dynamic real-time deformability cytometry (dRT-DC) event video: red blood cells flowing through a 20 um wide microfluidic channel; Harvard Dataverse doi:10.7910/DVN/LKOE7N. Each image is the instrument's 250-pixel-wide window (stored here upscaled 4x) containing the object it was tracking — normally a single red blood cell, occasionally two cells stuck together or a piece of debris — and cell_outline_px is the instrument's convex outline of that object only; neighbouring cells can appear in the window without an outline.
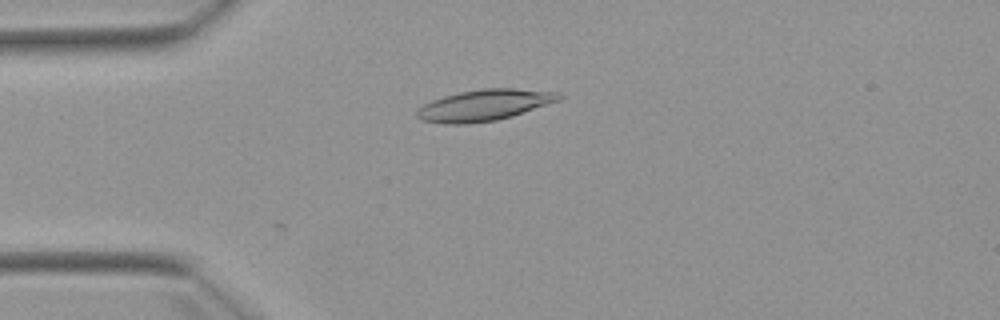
{"species": "Egyptian fruit bat (a non-hibernating species)", "species_latin": "Rousettus aegyptiacus", "temperature_condition": "warm", "stored_images_in_passage": 4, "camera_frame_rate_fps": 3000, "um_per_image_px": 0.085, "animal": {"sex": "female"}, "frame": {"image": 1, "passage_image": 2, "time_ms": 1.333, "image_size_px": [1000, 320], "cell_outline_px": [[564, 96], [560, 100], [512, 116], [496, 120], [468, 124], [444, 124], [420, 120], [416, 116], [416, 112], [424, 104], [432, 100], [444, 96], [460, 92], [484, 88], [512, 88], [556, 92]], "centroid_in_image_um": [41.15, 8.94], "position_along_channel_um": 43.9, "area_um2": 25.72}}
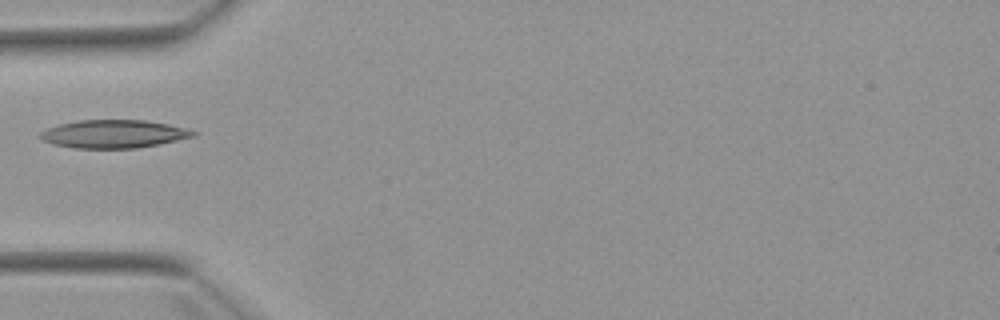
{"frame": {"image": 2, "passage_image": 3, "time_ms": 2.667, "image_size_px": [1000, 320], "cell_outline_px": [[200, 132], [196, 136], [160, 144], [136, 148], [76, 148], [52, 144], [40, 140], [36, 136], [40, 132], [48, 128], [60, 124], [76, 120], [144, 120], [168, 124], [188, 128]], "centroid_in_image_um": [9.67, 11.38], "position_along_channel_um": 75.3, "area_um2": 25.37}}
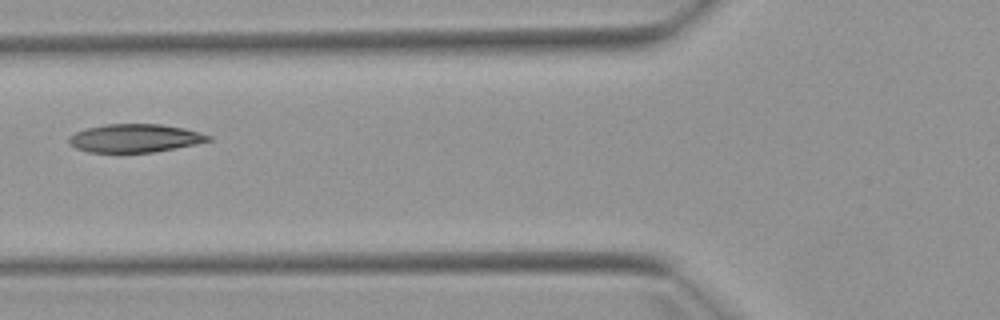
{"frame": {"image": 3, "passage_image": 4, "time_ms": 3.667, "image_size_px": [1000, 320], "cell_outline_px": [[212, 140], [196, 144], [156, 152], [88, 152], [76, 148], [68, 140], [68, 136], [76, 132], [88, 128], [104, 124], [160, 124], [184, 128], [200, 132], [212, 136]], "centroid_in_image_um": [11.5, 11.74], "position_along_channel_um": 114.3, "area_um2": 22.95}}